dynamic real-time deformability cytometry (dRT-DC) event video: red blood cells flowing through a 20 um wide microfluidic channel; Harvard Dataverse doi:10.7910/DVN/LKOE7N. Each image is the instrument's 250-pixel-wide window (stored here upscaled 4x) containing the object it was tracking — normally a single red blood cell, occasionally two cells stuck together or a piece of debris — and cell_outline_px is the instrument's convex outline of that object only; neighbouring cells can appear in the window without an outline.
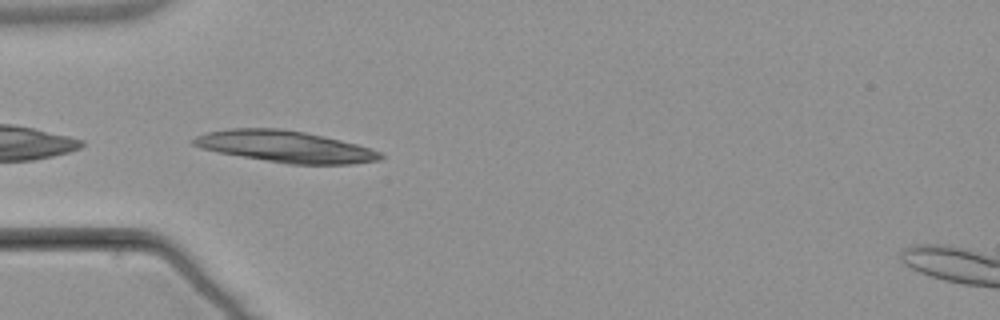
{"species": "common noctule bat (a hibernating species)", "species_latin": "Nyctalus noctula", "temperature_condition": "warm", "stored_images_in_passage": 2, "camera_frame_rate_fps": 3000, "um_per_image_px": 0.085, "animal": {"sex": "male", "body_mass_g": 21.5, "forearm_length_mm": 52.0}, "frame": {"image": 1, "passage_image": 1, "time_ms": 0.0, "image_size_px": [1000, 320], "cell_outline_px": [[384, 156], [380, 160], [352, 164], [288, 164], [220, 152], [200, 148], [192, 144], [192, 140], [196, 136], [208, 132], [232, 128], [276, 128], [304, 132], [340, 140], [356, 144], [380, 152]], "centroid_in_image_um": [24.25, 12.46], "position_along_channel_um": 60.8, "area_um2": 33.87}}